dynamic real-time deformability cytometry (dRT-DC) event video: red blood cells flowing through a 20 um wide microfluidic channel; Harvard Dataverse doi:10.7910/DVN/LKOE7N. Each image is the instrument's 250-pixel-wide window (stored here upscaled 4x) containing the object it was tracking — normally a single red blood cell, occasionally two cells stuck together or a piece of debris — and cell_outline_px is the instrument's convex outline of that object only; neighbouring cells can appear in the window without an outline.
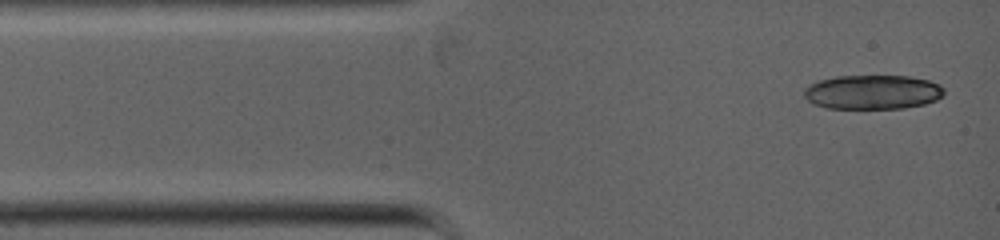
{"species": "common noctule bat (a hibernating species)", "species_latin": "Nyctalus noctula", "temperature_condition": "warm", "stored_images_in_passage": 3, "camera_frame_rate_fps": 5000, "um_per_image_px": 0.085, "animal": {"sex": "female", "body_mass_g": 19.0, "forearm_length_mm": 53.3}, "frame": {"image": 1, "passage_image": 1, "time_ms": 0.0, "image_size_px": [1000, 240], "cell_outline_px": [[944, 96], [936, 100], [924, 104], [904, 108], [828, 108], [812, 104], [804, 96], [804, 88], [820, 80], [836, 76], [908, 76], [928, 80], [940, 84], [944, 88]], "centroid_in_image_um": [74.19, 7.83], "position_along_channel_um": 10.8, "area_um2": 28.03}}